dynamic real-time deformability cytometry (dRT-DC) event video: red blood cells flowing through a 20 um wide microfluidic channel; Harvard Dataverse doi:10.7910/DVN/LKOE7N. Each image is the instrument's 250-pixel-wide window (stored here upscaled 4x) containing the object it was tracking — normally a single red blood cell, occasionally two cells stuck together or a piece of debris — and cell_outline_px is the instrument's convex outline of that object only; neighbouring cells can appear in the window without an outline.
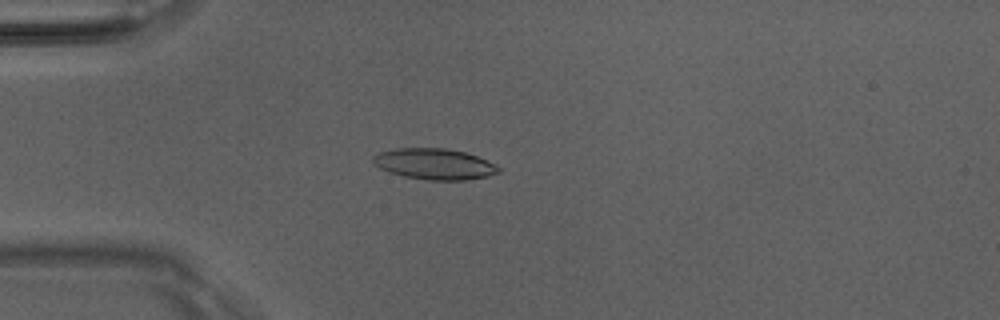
{"species": "Egyptian fruit bat (a non-hibernating species)", "species_latin": "Rousettus aegyptiacus", "temperature_condition": "room temperature", "stored_images_in_passage": 50, "camera_frame_rate_fps": 3000, "um_per_image_px": 0.085, "animal": {"sex": "male"}, "frame": {"image": 1, "passage_image": 13, "time_ms": 4.0, "image_size_px": [1000, 320], "cell_outline_px": [[500, 172], [488, 176], [464, 180], [428, 180], [404, 176], [388, 172], [380, 168], [372, 160], [372, 156], [380, 152], [396, 148], [444, 148], [464, 152], [476, 156], [500, 168]], "centroid_in_image_um": [36.89, 13.94], "position_along_channel_um": 48.1, "area_um2": 22.37}}
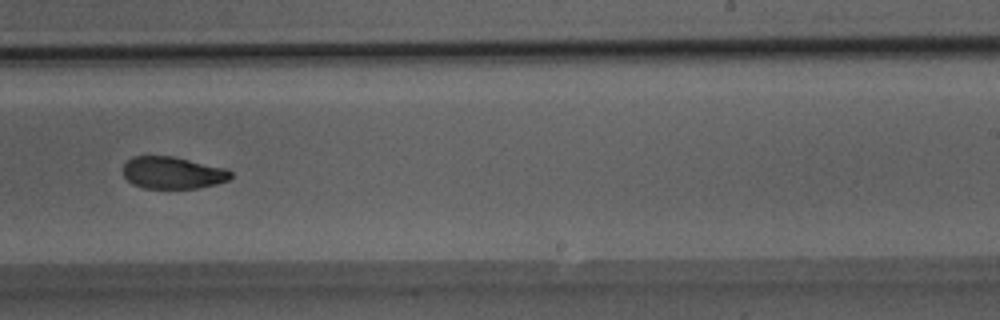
{"frame": {"image": 2, "passage_image": 31, "time_ms": 10.0, "image_size_px": [1000, 320], "cell_outline_px": [[232, 176], [228, 180], [216, 184], [196, 188], [144, 188], [132, 184], [124, 176], [124, 164], [132, 156], [172, 156], [228, 168], [232, 172]], "centroid_in_image_um": [14.7, 14.68], "position_along_channel_um": 274.3, "area_um2": 20.17}}
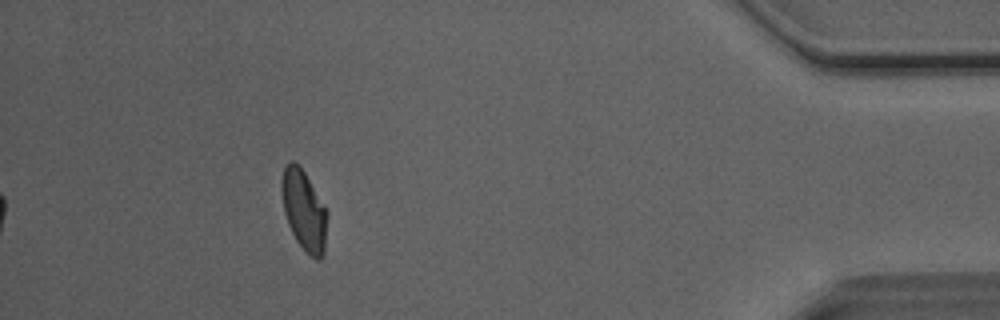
{"frame": {"image": 3, "passage_image": 45, "time_ms": 14.667, "image_size_px": [1000, 320], "cell_outline_px": [[328, 216], [324, 252], [320, 260], [316, 260], [296, 240], [288, 224], [284, 212], [280, 188], [280, 180], [284, 168], [292, 160], [304, 172], [324, 204], [328, 212]], "centroid_in_image_um": [25.84, 17.88], "position_along_channel_um": 409.4, "area_um2": 21.21}, "authors_computed_cell_mechanics": {"area_um2": 21.7617, "velocity_mm_per_s": 4.0625, "shape_relaxation_time_tau1_ms": 4.6886, "shape_relaxation_time_tau2_ms": 4.2857, "deformation_change_tau1": 0.1661, "deformation_change_tau2": 0.0678}}